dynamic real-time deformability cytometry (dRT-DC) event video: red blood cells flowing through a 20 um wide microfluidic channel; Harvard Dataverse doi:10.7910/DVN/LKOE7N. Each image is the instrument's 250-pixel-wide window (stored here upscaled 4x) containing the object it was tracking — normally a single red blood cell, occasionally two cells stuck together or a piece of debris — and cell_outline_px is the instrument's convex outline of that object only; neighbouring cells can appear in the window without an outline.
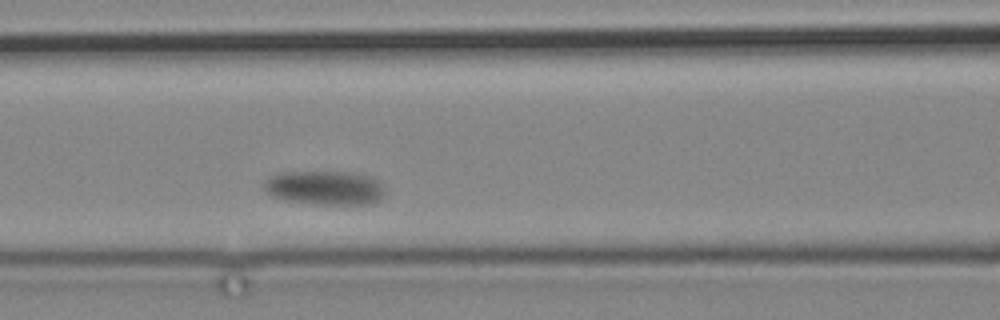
{"species": "common noctule bat (a hibernating species)", "species_latin": "Nyctalus noctula", "temperature_condition": "cold", "stored_images_in_passage": 3, "camera_frame_rate_fps": 3000, "um_per_image_px": 0.085, "animal": {"sex": "male", "body_mass_g": 19.2, "forearm_length_mm": 51.8}, "frame": {"image": 1, "passage_image": 3, "time_ms": 2.667, "image_size_px": [1000, 320], "cell_outline_px": [[384, 196], [380, 200], [372, 204], [312, 204], [288, 200], [268, 196], [264, 192], [264, 180], [268, 176], [280, 172], [348, 172], [368, 176], [376, 180], [384, 188]], "centroid_in_image_um": [27.55, 15.97], "position_along_channel_um": 139.0, "area_um2": 24.28}}